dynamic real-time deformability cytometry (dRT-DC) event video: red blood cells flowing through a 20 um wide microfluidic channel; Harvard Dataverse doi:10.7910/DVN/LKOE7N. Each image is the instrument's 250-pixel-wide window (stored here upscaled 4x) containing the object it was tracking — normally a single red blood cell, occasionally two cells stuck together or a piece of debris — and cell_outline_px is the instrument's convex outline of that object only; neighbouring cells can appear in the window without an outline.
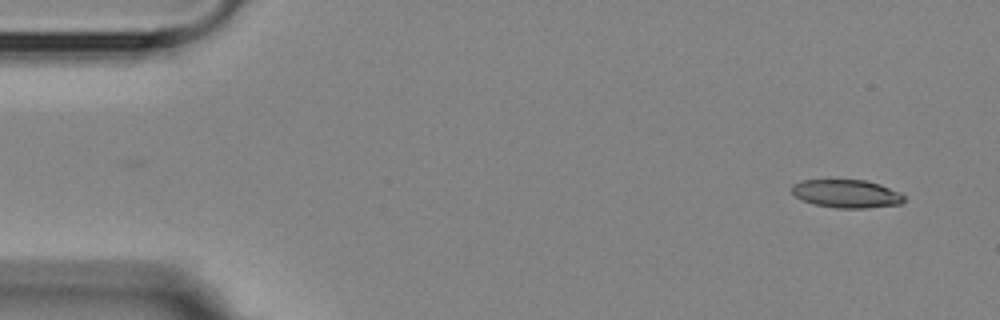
{"species": "Egyptian fruit bat (a non-hibernating species)", "species_latin": "Rousettus aegyptiacus", "temperature_condition": "room temperature", "stored_images_in_passage": 4, "camera_frame_rate_fps": 3000, "um_per_image_px": 0.085, "animal": {"sex": "female"}, "frame": {"image": 1, "passage_image": 1, "time_ms": 0.0, "image_size_px": [1000, 320], "cell_outline_px": [[904, 200], [900, 204], [864, 208], [836, 208], [812, 204], [796, 196], [792, 192], [792, 184], [804, 180], [864, 180], [880, 184], [900, 192], [904, 196]], "centroid_in_image_um": [71.96, 16.46], "position_along_channel_um": 13.0, "area_um2": 18.32}}